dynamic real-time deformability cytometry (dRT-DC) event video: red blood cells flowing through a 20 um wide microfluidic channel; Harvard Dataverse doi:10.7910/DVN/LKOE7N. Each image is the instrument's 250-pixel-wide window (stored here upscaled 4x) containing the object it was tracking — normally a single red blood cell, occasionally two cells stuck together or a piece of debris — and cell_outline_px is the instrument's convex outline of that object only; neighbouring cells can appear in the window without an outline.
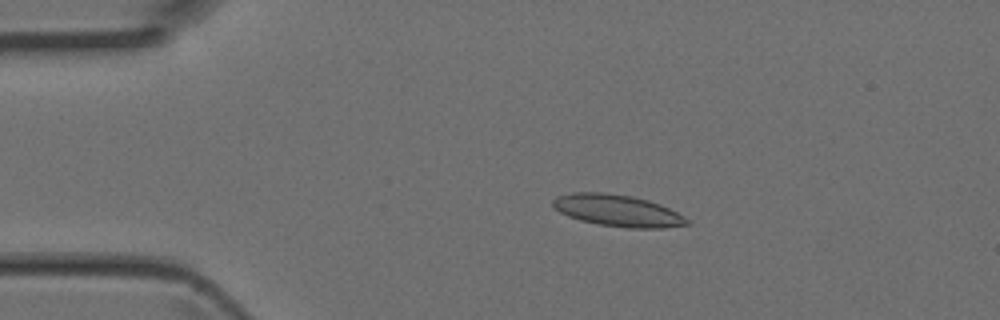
{"species": "Egyptian fruit bat (a non-hibernating species)", "species_latin": "Rousettus aegyptiacus", "temperature_condition": "room temperature", "stored_images_in_passage": 45, "camera_frame_rate_fps": 3000, "um_per_image_px": 0.085, "animal": {"sex": "female"}, "frame": {"image": 1, "passage_image": 9, "time_ms": 2.667, "image_size_px": [1000, 320], "cell_outline_px": [[692, 224], [664, 228], [628, 228], [600, 224], [580, 220], [568, 216], [560, 212], [552, 204], [552, 200], [556, 196], [572, 192], [600, 192], [632, 196], [648, 200], [660, 204], [692, 220]], "centroid_in_image_um": [52.53, 17.9], "position_along_channel_um": 32.5, "area_um2": 24.85}}
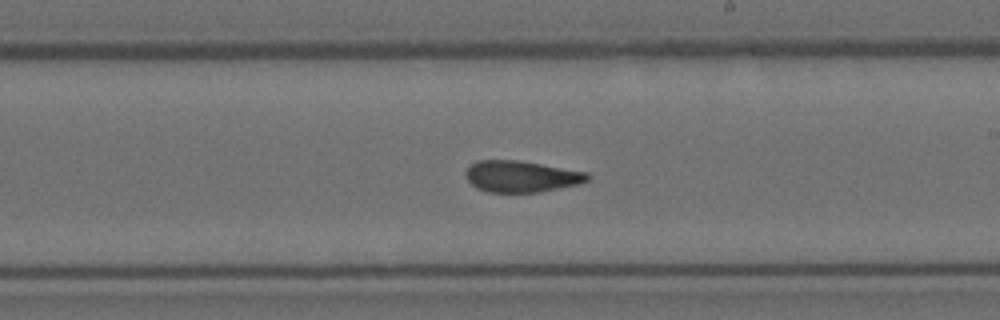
{"frame": {"image": 2, "passage_image": 26, "time_ms": 8.333, "image_size_px": [1000, 320], "cell_outline_px": [[592, 176], [588, 180], [580, 184], [540, 192], [488, 192], [476, 188], [464, 176], [464, 172], [468, 164], [476, 160], [516, 160], [588, 172]], "centroid_in_image_um": [44.28, 14.99], "position_along_channel_um": 244.7, "area_um2": 22.54}}
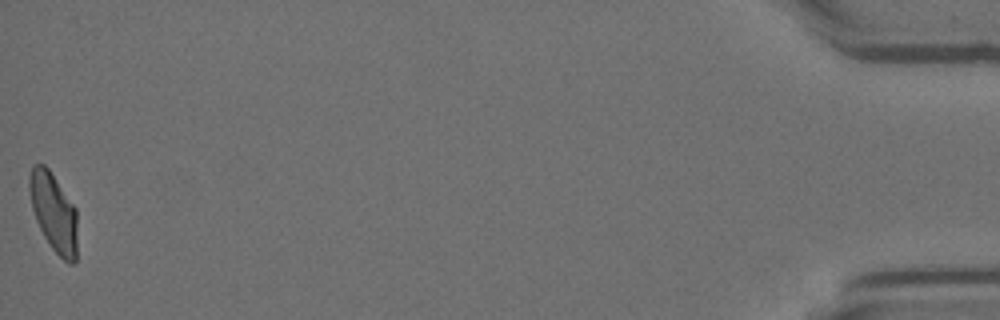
{"frame": {"image": 3, "passage_image": 45, "time_ms": 14.667, "image_size_px": [1000, 320], "cell_outline_px": [[76, 260], [72, 264], [68, 264], [52, 248], [44, 236], [36, 220], [32, 208], [28, 188], [28, 176], [32, 164], [44, 164], [48, 168], [76, 208]], "centroid_in_image_um": [4.54, 18.01], "position_along_channel_um": 430.7, "area_um2": 21.91}}